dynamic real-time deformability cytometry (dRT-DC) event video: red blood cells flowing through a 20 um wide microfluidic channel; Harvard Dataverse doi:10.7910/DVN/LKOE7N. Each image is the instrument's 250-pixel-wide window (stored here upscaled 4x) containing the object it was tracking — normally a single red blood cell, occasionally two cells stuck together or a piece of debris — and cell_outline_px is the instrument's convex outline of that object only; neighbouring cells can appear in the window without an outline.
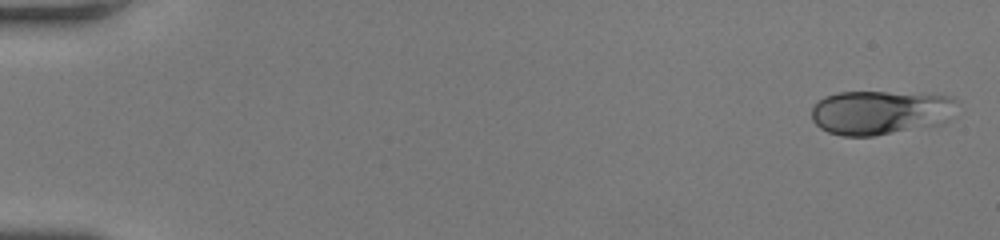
{"species": "human", "species_latin": "Homo sapiens", "temperature_condition": "room temperature", "stored_images_in_passage": 58, "segment_of_instrument_passage": [1, 2], "camera_frame_rate_fps": 3000, "um_per_image_px": 0.085, "donor": {"sex": "female"}, "frame": {"image": 1, "passage_image": 1, "time_ms": 0.0, "image_size_px": [1000, 240], "cell_outline_px": [[956, 100], [948, 120], [944, 124], [872, 136], [840, 136], [828, 132], [820, 128], [812, 120], [812, 108], [824, 96], [840, 92], [888, 92], [952, 96]], "centroid_in_image_um": [74.8, 9.57], "position_along_channel_um": 10.2, "area_um2": 37.34}}
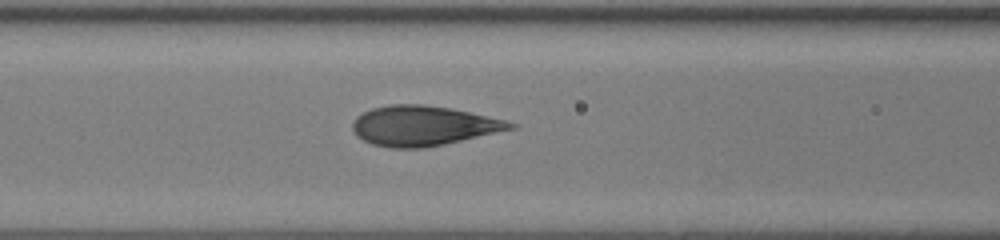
{"frame": {"image": 2, "passage_image": 25, "time_ms": 8.0, "image_size_px": [1000, 240], "cell_outline_px": [[516, 128], [444, 144], [424, 148], [392, 148], [372, 144], [356, 136], [352, 132], [352, 120], [356, 116], [372, 108], [388, 104], [424, 104], [452, 108], [472, 112], [508, 120], [516, 124]], "centroid_in_image_um": [35.96, 10.68], "position_along_channel_um": 130.6, "area_um2": 36.99}}
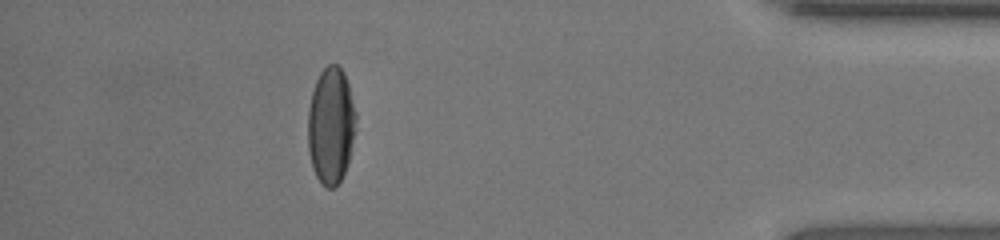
{"frame": {"image": 3, "passage_image": 51, "time_ms": 16.667, "image_size_px": [1000, 240], "cell_outline_px": [[356, 132], [348, 160], [344, 172], [336, 188], [324, 188], [320, 184], [312, 168], [308, 152], [308, 108], [312, 92], [316, 80], [320, 72], [328, 64], [336, 64], [344, 72], [348, 84], [356, 112]], "centroid_in_image_um": [28.12, 10.7], "position_along_channel_um": 407.1, "area_um2": 33.06}}